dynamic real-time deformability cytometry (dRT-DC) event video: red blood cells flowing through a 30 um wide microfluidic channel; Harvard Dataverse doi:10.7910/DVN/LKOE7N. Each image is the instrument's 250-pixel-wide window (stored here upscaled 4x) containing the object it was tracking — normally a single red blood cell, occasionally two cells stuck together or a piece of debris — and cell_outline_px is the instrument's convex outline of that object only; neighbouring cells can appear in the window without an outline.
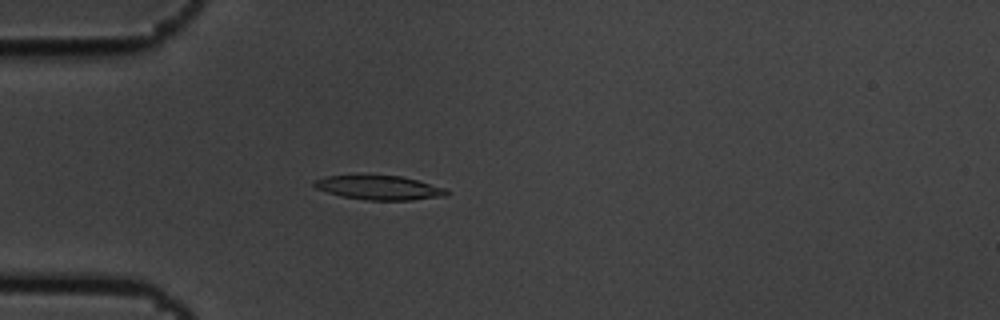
{"species": "common noctule bat (a hibernating species)", "species_latin": "Nyctalus noctula", "temperature_condition": "cold", "stored_images_in_passage": 4, "camera_frame_rate_fps": 3000, "um_per_image_px": 0.085, "animal": {"sex": "male", "body_mass_g": 19.5, "forearm_length_mm": 54.6}, "frame": {"image": 1, "passage_image": 4, "time_ms": 1.0, "image_size_px": [1000, 320], "cell_outline_px": [[452, 192], [448, 196], [412, 200], [368, 200], [340, 196], [316, 188], [312, 184], [312, 180], [324, 176], [400, 176], [416, 180], [444, 188]], "centroid_in_image_um": [32.23, 15.96], "position_along_channel_um": 52.8, "area_um2": 18.55}}